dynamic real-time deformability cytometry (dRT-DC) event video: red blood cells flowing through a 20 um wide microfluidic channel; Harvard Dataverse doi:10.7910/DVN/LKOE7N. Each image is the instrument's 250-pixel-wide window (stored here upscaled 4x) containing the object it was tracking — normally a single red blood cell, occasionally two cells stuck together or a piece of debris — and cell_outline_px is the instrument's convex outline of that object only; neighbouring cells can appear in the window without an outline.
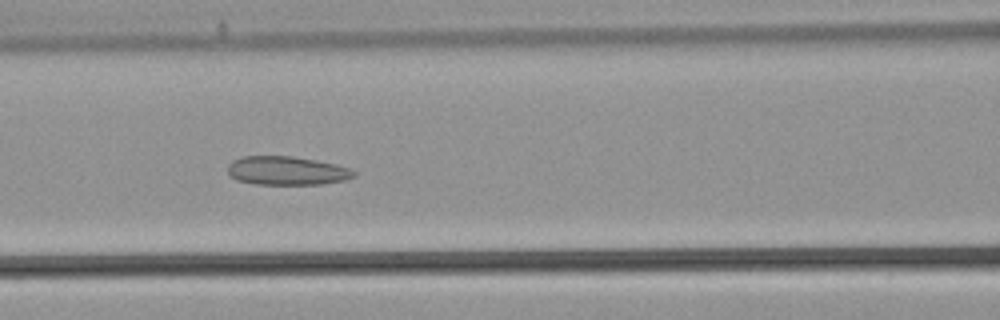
{"species": "common noctule bat (a hibernating species)", "species_latin": "Nyctalus noctula", "temperature_condition": "warm", "stored_images_in_passage": 41, "camera_frame_rate_fps": 3000, "um_per_image_px": 0.085, "animal": {"sex": "male", "body_mass_g": 21.5, "forearm_length_mm": 52.0}, "frame": {"image": 1, "passage_image": 17, "time_ms": 5.333, "image_size_px": [1000, 320], "cell_outline_px": [[356, 176], [344, 180], [320, 184], [256, 184], [236, 180], [228, 172], [228, 164], [232, 160], [244, 156], [292, 156], [316, 160], [336, 164], [352, 168], [356, 172]], "centroid_in_image_um": [24.4, 14.5], "position_along_channel_um": 142.2, "area_um2": 21.15}}
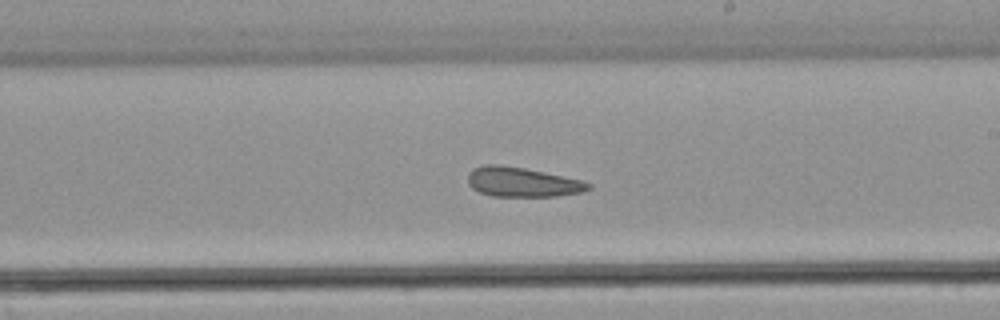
{"frame": {"image": 2, "passage_image": 23, "time_ms": 7.333, "image_size_px": [1000, 320], "cell_outline_px": [[592, 188], [584, 192], [556, 196], [492, 196], [480, 192], [472, 188], [468, 184], [468, 172], [472, 168], [484, 164], [500, 164], [524, 168], [580, 180], [592, 184]], "centroid_in_image_um": [44.36, 15.47], "position_along_channel_um": 244.6, "area_um2": 20.81}}
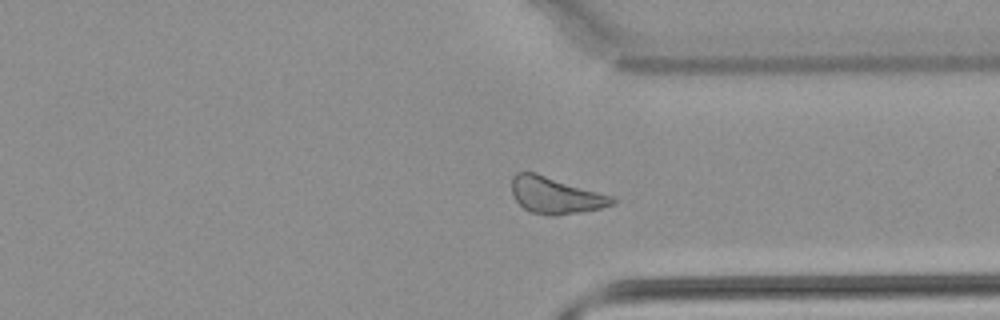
{"frame": {"image": 3, "passage_image": 30, "time_ms": 9.667, "image_size_px": [1000, 320], "cell_outline_px": [[616, 200], [612, 204], [600, 208], [580, 212], [556, 216], [544, 216], [528, 212], [512, 196], [512, 176], [516, 172], [536, 172], [612, 196]], "centroid_in_image_um": [47.16, 16.61], "position_along_channel_um": 364.2, "area_um2": 21.56}}